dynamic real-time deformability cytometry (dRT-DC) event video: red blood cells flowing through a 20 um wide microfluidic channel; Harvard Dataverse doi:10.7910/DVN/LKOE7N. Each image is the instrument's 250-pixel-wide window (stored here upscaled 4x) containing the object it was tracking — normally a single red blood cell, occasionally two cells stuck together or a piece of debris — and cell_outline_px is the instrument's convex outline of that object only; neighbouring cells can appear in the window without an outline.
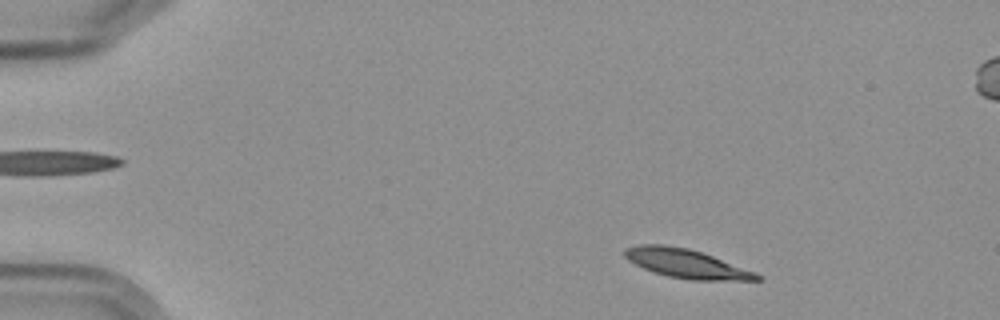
{"species": "Egyptian fruit bat (a non-hibernating species)", "species_latin": "Rousettus aegyptiacus", "temperature_condition": "cold", "stored_images_in_passage": 5, "camera_frame_rate_fps": 3000, "um_per_image_px": 0.085, "frame": {"image": 1, "passage_image": 2, "time_ms": 1.0, "image_size_px": [1000, 320], "cell_outline_px": [[764, 280], [692, 280], [668, 276], [652, 272], [628, 260], [624, 256], [624, 248], [640, 244], [664, 244], [688, 248], [712, 256], [756, 272], [764, 276]], "centroid_in_image_um": [58.34, 22.4], "position_along_channel_um": 26.7, "area_um2": 22.25}}
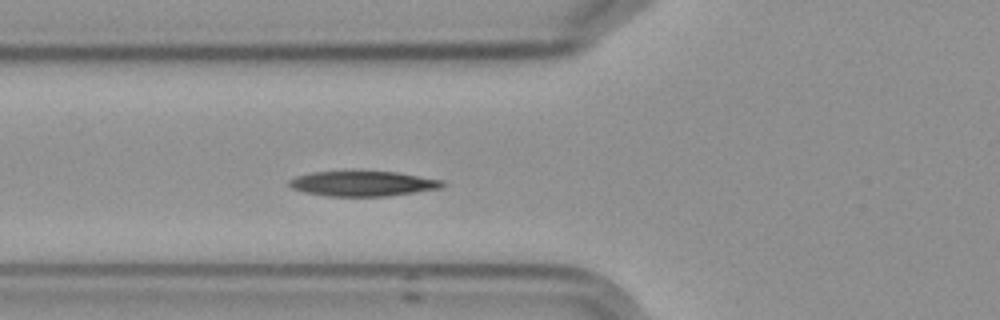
{"frame": {"image": 2, "passage_image": 5, "time_ms": 5.333, "image_size_px": [1000, 320], "cell_outline_px": [[448, 184], [440, 188], [388, 196], [324, 196], [304, 192], [292, 188], [288, 184], [288, 180], [296, 176], [312, 172], [352, 168], [396, 172], [444, 180]], "centroid_in_image_um": [30.8, 15.56], "position_along_channel_um": 95.0, "area_um2": 23.52}}